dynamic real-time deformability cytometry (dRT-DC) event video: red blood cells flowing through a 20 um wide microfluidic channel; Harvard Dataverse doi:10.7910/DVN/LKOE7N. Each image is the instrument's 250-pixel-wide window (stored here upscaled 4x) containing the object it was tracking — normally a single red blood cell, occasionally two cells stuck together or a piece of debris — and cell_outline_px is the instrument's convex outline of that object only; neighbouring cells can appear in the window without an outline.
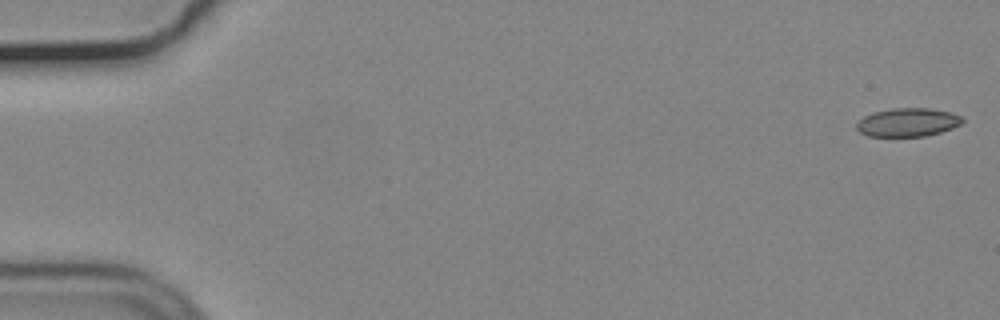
{"species": "common noctule bat (a hibernating species)", "species_latin": "Nyctalus noctula", "temperature_condition": "cold", "stored_images_in_passage": 11, "camera_frame_rate_fps": 3000, "um_per_image_px": 0.085, "animal": {"sex": "male", "body_mass_g": 19.2, "forearm_length_mm": 51.8}, "frame": {"image": 1, "passage_image": 1, "time_ms": 0.0, "image_size_px": [1000, 320], "cell_outline_px": [[964, 120], [960, 124], [952, 128], [940, 132], [924, 136], [868, 136], [860, 132], [856, 128], [856, 124], [864, 116], [876, 112], [892, 108], [928, 108], [952, 112], [960, 116]], "centroid_in_image_um": [77.16, 10.39], "position_along_channel_um": 7.8, "area_um2": 17.4}}